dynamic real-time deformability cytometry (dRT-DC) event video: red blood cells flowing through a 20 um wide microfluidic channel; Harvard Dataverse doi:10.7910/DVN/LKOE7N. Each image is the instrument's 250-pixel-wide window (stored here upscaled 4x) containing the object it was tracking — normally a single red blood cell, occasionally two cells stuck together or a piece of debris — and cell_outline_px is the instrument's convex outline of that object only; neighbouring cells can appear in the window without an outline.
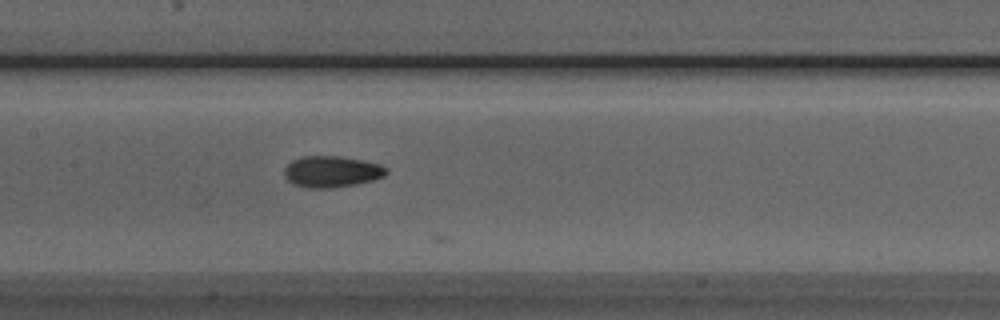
{"species": "Egyptian fruit bat (a non-hibernating species)", "species_latin": "Rousettus aegyptiacus", "temperature_condition": "room temperature", "stored_images_in_passage": 13, "camera_frame_rate_fps": 3000, "um_per_image_px": 0.085, "animal": {"sex": "male"}, "frame": {"image": 1, "passage_image": 9, "time_ms": 2.667, "image_size_px": [1000, 320], "cell_outline_px": [[388, 172], [384, 176], [372, 180], [356, 184], [332, 188], [304, 188], [292, 184], [284, 176], [284, 168], [292, 160], [304, 156], [340, 156], [380, 164], [388, 168]], "centroid_in_image_um": [28.17, 14.6], "position_along_channel_um": 179.2, "area_um2": 18.73}}
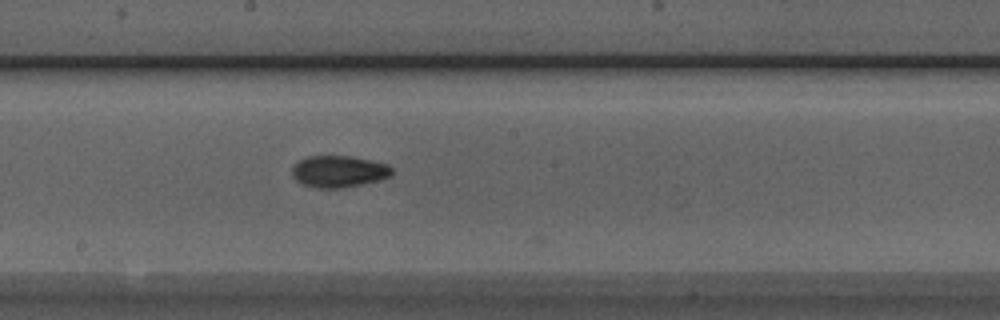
{"frame": {"image": 2, "passage_image": 12, "time_ms": 3.667, "image_size_px": [1000, 320], "cell_outline_px": [[392, 176], [380, 180], [364, 184], [340, 188], [316, 188], [304, 184], [296, 180], [292, 176], [292, 168], [296, 160], [308, 156], [352, 156], [372, 160], [388, 164], [392, 168]], "centroid_in_image_um": [28.8, 14.57], "position_along_channel_um": 219.4, "area_um2": 18.73}}